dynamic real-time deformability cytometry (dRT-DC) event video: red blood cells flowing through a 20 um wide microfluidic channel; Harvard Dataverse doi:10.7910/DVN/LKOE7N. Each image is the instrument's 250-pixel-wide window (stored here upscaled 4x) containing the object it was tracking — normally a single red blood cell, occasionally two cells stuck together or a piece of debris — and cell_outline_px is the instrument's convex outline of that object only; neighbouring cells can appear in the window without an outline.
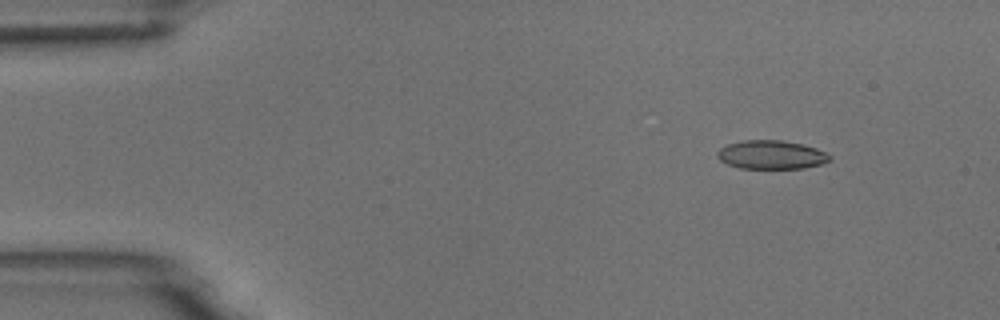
{"species": "common noctule bat (a hibernating species)", "species_latin": "Nyctalus noctula", "temperature_condition": "room temperature", "stored_images_in_passage": 5, "camera_frame_rate_fps": 3000, "um_per_image_px": 0.085, "animal": {"sex": "male", "body_mass_g": 18.8}, "frame": {"image": 1, "passage_image": 2, "time_ms": 1.0, "image_size_px": [1000, 320], "cell_outline_px": [[832, 160], [820, 164], [804, 168], [740, 168], [728, 164], [720, 160], [716, 156], [716, 152], [720, 148], [728, 144], [744, 140], [784, 140], [804, 144], [816, 148], [832, 156]], "centroid_in_image_um": [65.57, 13.15], "position_along_channel_um": 19.4, "area_um2": 18.84}}
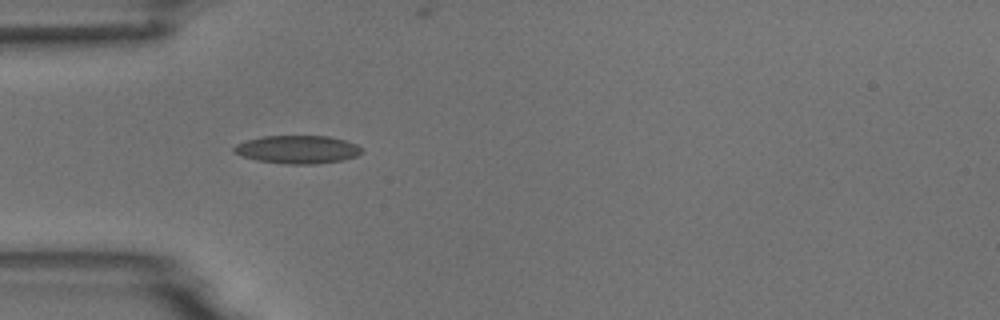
{"frame": {"image": 2, "passage_image": 4, "time_ms": 4.333, "image_size_px": [1000, 320], "cell_outline_px": [[364, 152], [356, 156], [344, 160], [316, 164], [284, 164], [256, 160], [232, 152], [232, 148], [236, 144], [244, 140], [264, 136], [328, 136], [344, 140], [356, 144]], "centroid_in_image_um": [25.27, 12.71], "position_along_channel_um": 59.7, "area_um2": 21.04}}